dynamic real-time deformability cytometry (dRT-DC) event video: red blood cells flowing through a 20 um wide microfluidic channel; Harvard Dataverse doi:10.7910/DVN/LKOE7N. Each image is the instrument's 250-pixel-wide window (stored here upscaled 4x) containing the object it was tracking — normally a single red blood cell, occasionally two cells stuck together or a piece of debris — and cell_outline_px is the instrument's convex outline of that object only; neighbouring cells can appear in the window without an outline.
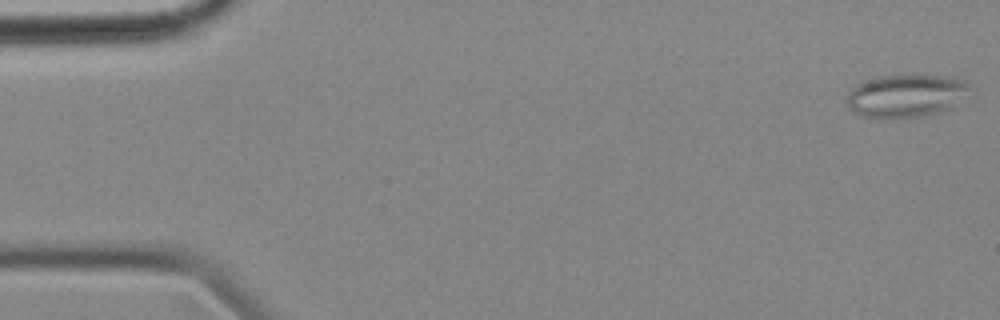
{"species": "common noctule bat (a hibernating species)", "species_latin": "Nyctalus noctula", "temperature_condition": "cold", "stored_images_in_passage": 56, "camera_frame_rate_fps": 3000, "um_per_image_px": 0.085, "animal": {"sex": "female", "body_mass_g": 18.4}, "frame": {"image": 1, "passage_image": 1, "time_ms": 0.0, "image_size_px": [1000, 320], "cell_outline_px": [[972, 84], [952, 108], [940, 112], [924, 116], [900, 120], [860, 116], [852, 112], [848, 108], [848, 92], [856, 84], [864, 80], [876, 76], [912, 72], [948, 76], [968, 80]], "centroid_in_image_um": [76.99, 8.11], "position_along_channel_um": 8.0, "area_um2": 32.19}}
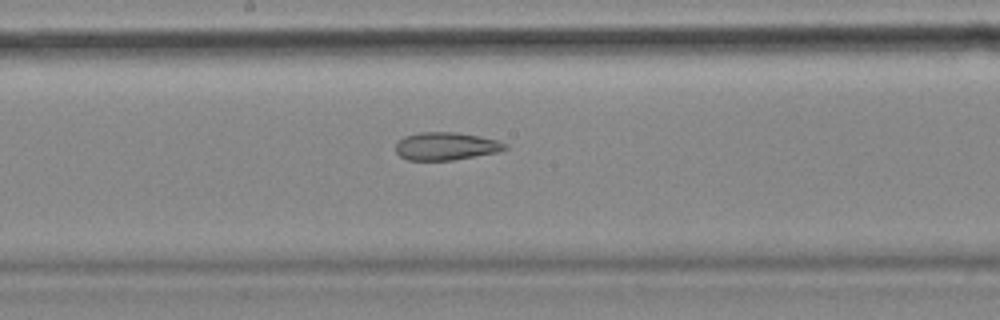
{"frame": {"image": 2, "passage_image": 29, "time_ms": 9.333, "image_size_px": [1000, 320], "cell_outline_px": [[508, 148], [500, 152], [452, 160], [408, 160], [400, 156], [396, 152], [396, 144], [404, 136], [420, 132], [452, 132], [480, 136], [500, 140], [508, 144]], "centroid_in_image_um": [37.96, 12.42], "position_along_channel_um": 210.2, "area_um2": 17.86}}
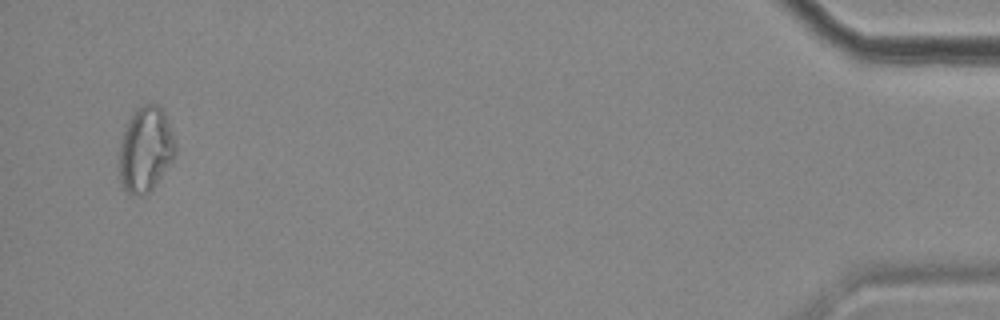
{"frame": {"image": 3, "passage_image": 54, "time_ms": 17.667, "image_size_px": [1000, 320], "cell_outline_px": [[176, 148], [172, 160], [152, 192], [140, 196], [128, 192], [120, 184], [120, 140], [124, 128], [128, 120], [136, 108], [144, 104], [160, 104], [164, 112], [172, 132]], "centroid_in_image_um": [12.37, 12.7], "position_along_channel_um": 422.8, "area_um2": 27.98}, "authors_computed_cell_mechanics": {"area_um2": 23.3512, "velocity_mm_per_s": 3.5521, "shape_relaxation_time_tau1_ms": null, "shape_relaxation_time_tau2_ms": 3.5306, "deformation_change_tau1": null, "deformation_change_tau2": 0.113}}